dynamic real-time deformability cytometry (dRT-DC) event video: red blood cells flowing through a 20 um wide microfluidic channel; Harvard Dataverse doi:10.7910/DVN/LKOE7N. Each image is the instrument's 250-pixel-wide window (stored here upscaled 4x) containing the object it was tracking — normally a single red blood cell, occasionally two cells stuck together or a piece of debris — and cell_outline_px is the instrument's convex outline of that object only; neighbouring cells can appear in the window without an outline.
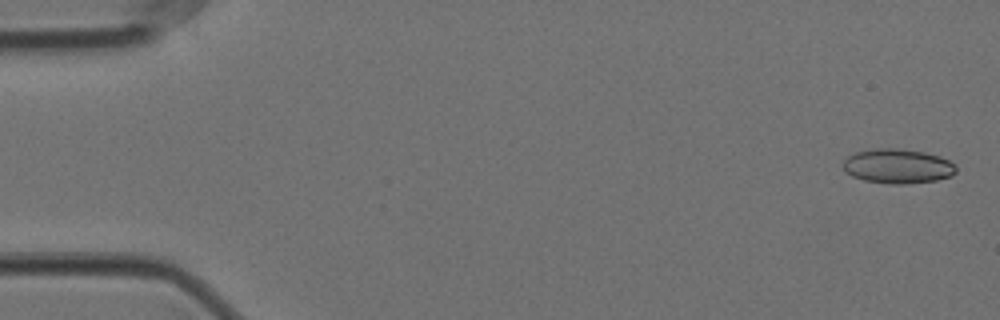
{"species": "Egyptian fruit bat (a non-hibernating species)", "species_latin": "Rousettus aegyptiacus", "temperature_condition": "cold", "stored_images_in_passage": 53, "camera_frame_rate_fps": 3000, "um_per_image_px": 0.085, "animal": {"sex": "female"}, "frame": {"image": 1, "passage_image": 2, "time_ms": 0.333, "image_size_px": [1000, 320], "cell_outline_px": [[956, 172], [952, 176], [936, 180], [904, 184], [892, 184], [864, 180], [852, 176], [844, 168], [844, 160], [848, 156], [856, 152], [872, 148], [896, 148], [924, 152], [940, 156], [956, 164]], "centroid_in_image_um": [76.33, 14.12], "position_along_channel_um": 8.7, "area_um2": 22.72}}
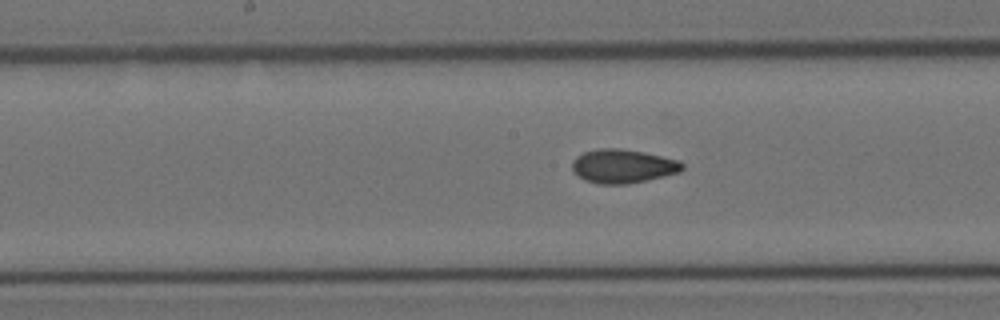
{"frame": {"image": 2, "passage_image": 29, "time_ms": 9.333, "image_size_px": [1000, 320], "cell_outline_px": [[684, 168], [680, 172], [664, 176], [628, 184], [596, 184], [584, 180], [572, 168], [572, 160], [576, 156], [584, 152], [600, 148], [620, 148], [644, 152], [680, 160], [684, 164]], "centroid_in_image_um": [52.96, 14.12], "position_along_channel_um": 195.2, "area_um2": 21.79}}
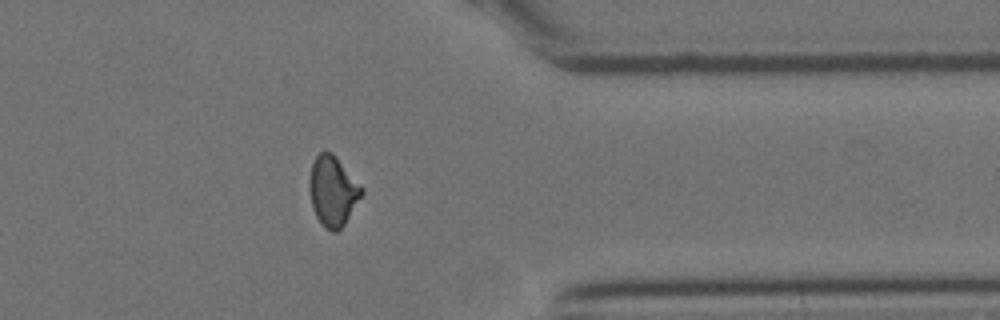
{"frame": {"image": 3, "passage_image": 46, "time_ms": 15.0, "image_size_px": [1000, 320], "cell_outline_px": [[364, 192], [344, 224], [336, 232], [332, 232], [324, 228], [320, 224], [312, 208], [308, 188], [308, 180], [312, 164], [316, 156], [320, 152], [332, 152], [364, 188]], "centroid_in_image_um": [28.27, 16.25], "position_along_channel_um": 383.1, "area_um2": 21.44}}